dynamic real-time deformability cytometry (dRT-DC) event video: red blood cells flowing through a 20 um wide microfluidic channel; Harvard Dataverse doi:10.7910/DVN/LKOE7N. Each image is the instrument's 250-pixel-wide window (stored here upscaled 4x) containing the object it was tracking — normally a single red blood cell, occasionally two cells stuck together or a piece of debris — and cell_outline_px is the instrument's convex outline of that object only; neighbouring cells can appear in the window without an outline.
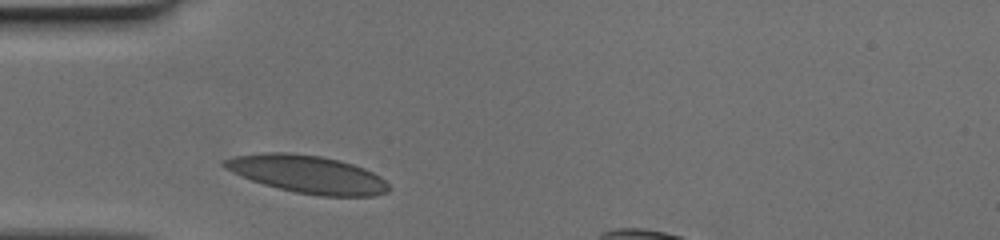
{"species": "human", "species_latin": "Homo sapiens", "temperature_condition": "cold", "stored_images_in_passage": 25, "camera_frame_rate_fps": 3000, "um_per_image_px": 0.085, "donor": {"sex": "female"}, "frame": {"image": 1, "passage_image": 1, "time_ms": 0.0, "image_size_px": [1000, 240], "cell_outline_px": [[388, 192], [376, 196], [320, 196], [296, 192], [276, 188], [240, 176], [224, 168], [220, 164], [220, 160], [232, 156], [260, 152], [288, 152], [320, 156], [340, 160], [364, 168], [380, 176], [388, 184]], "centroid_in_image_um": [26.08, 14.8], "position_along_channel_um": 58.9, "area_um2": 36.47}}
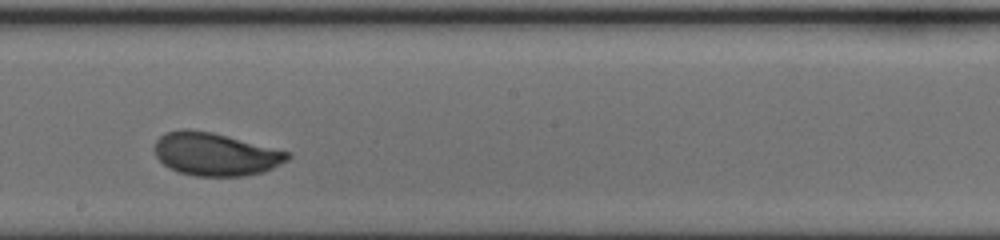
{"frame": {"image": 2, "passage_image": 14, "time_ms": 4.333, "image_size_px": [1000, 240], "cell_outline_px": [[292, 156], [288, 160], [272, 168], [260, 172], [244, 176], [196, 176], [180, 172], [168, 168], [156, 156], [152, 148], [156, 140], [164, 132], [184, 128], [188, 128], [212, 132], [292, 152]], "centroid_in_image_um": [18.28, 13.09], "position_along_channel_um": 229.9, "area_um2": 33.58}}
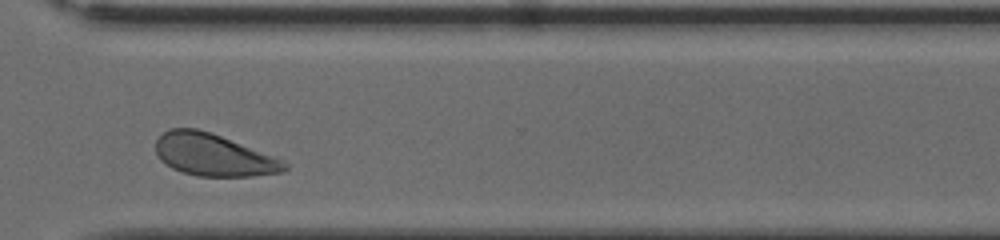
{"frame": {"image": 3, "passage_image": 23, "time_ms": 7.333, "image_size_px": [1000, 240], "cell_outline_px": [[288, 168], [284, 172], [252, 176], [196, 176], [172, 168], [160, 160], [156, 152], [156, 140], [164, 132], [172, 128], [196, 128], [212, 132], [284, 160], [288, 164]], "centroid_in_image_um": [18.16, 13.17], "position_along_channel_um": 352.4, "area_um2": 31.67}}